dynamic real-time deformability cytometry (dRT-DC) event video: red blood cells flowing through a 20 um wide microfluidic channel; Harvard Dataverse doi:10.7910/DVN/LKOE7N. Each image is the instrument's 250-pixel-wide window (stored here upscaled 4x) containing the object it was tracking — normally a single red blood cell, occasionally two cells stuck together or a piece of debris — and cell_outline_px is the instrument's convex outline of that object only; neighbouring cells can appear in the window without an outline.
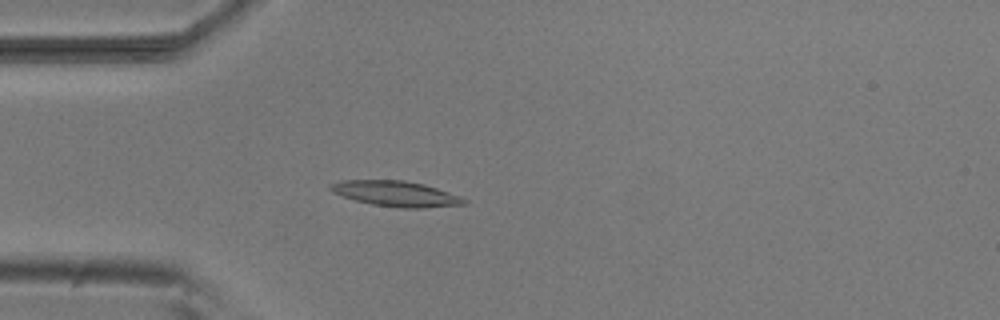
{"species": "common noctule bat (a hibernating species)", "species_latin": "Nyctalus noctula", "temperature_condition": "room temperature", "stored_images_in_passage": 53, "camera_frame_rate_fps": 3000, "um_per_image_px": 0.085, "animal": {"sex": "male", "body_mass_g": 20.5, "forearm_length_mm": 52.5}, "frame": {"image": 1, "passage_image": 15, "time_ms": 4.667, "image_size_px": [1000, 320], "cell_outline_px": [[468, 204], [424, 208], [400, 208], [372, 204], [356, 200], [332, 192], [328, 188], [328, 184], [344, 180], [404, 180], [424, 184], [460, 196], [468, 200]], "centroid_in_image_um": [33.67, 16.46], "position_along_channel_um": 51.3, "area_um2": 19.83}}
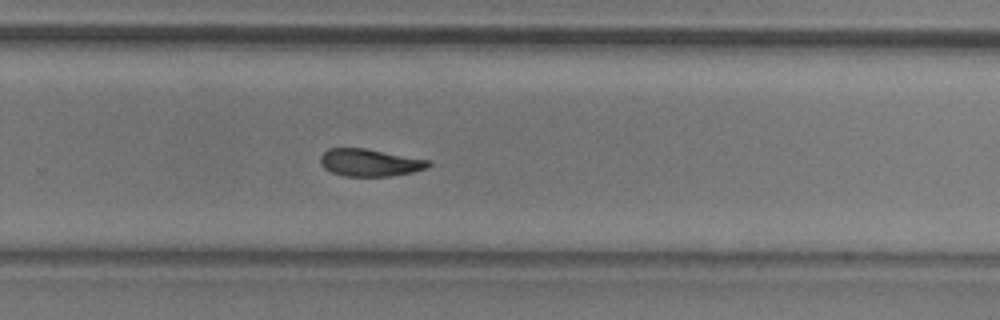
{"frame": {"image": 2, "passage_image": 35, "time_ms": 11.333, "image_size_px": [1000, 320], "cell_outline_px": [[432, 164], [428, 168], [412, 172], [388, 176], [344, 176], [332, 172], [324, 168], [320, 164], [320, 156], [328, 148], [364, 148], [432, 160]], "centroid_in_image_um": [31.45, 13.81], "position_along_channel_um": 298.3, "area_um2": 17.34}}
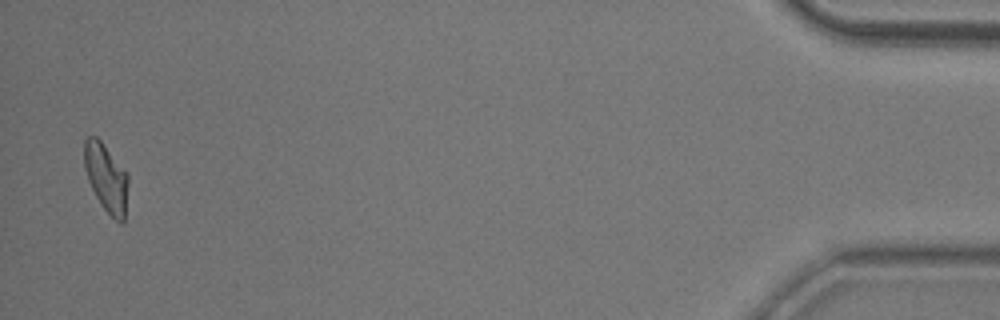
{"frame": {"image": 3, "passage_image": 52, "time_ms": 17.0, "image_size_px": [1000, 320], "cell_outline_px": [[128, 184], [124, 224], [120, 224], [100, 204], [88, 180], [84, 168], [84, 140], [88, 136], [96, 136], [100, 140], [128, 172]], "centroid_in_image_um": [9.04, 15.1], "position_along_channel_um": 426.2, "area_um2": 17.57}, "authors_computed_cell_mechanics": {"area_um2": 18.0336, "velocity_mm_per_s": 3.8283, "shape_relaxation_time_tau1_ms": 6.7293, "shape_relaxation_time_tau2_ms": 9.2668, "deformation_change_tau1": 0.1938, "deformation_change_tau2": 0.1663}}